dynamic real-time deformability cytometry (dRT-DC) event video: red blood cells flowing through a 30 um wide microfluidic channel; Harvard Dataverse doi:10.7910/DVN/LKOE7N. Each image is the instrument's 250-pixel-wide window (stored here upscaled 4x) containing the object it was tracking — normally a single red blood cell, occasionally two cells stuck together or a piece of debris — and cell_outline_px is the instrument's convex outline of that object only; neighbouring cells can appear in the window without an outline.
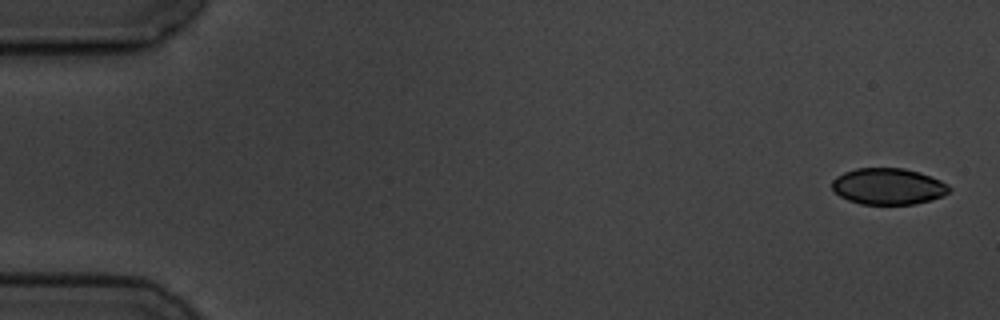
{"species": "common noctule bat (a hibernating species)", "species_latin": "Nyctalus noctula", "temperature_condition": "cold", "stored_images_in_passage": 6, "camera_frame_rate_fps": 3000, "um_per_image_px": 0.085, "animal": {"sex": "male", "body_mass_g": 19.5, "forearm_length_mm": 54.6}, "frame": {"image": 1, "passage_image": 1, "time_ms": 0.0, "image_size_px": [1000, 320], "cell_outline_px": [[952, 188], [948, 192], [940, 196], [916, 204], [860, 204], [848, 200], [840, 196], [832, 188], [832, 180], [836, 176], [844, 172], [856, 168], [904, 168], [920, 172], [940, 180], [948, 184]], "centroid_in_image_um": [75.48, 15.83], "position_along_channel_um": 9.5, "area_um2": 24.8}}